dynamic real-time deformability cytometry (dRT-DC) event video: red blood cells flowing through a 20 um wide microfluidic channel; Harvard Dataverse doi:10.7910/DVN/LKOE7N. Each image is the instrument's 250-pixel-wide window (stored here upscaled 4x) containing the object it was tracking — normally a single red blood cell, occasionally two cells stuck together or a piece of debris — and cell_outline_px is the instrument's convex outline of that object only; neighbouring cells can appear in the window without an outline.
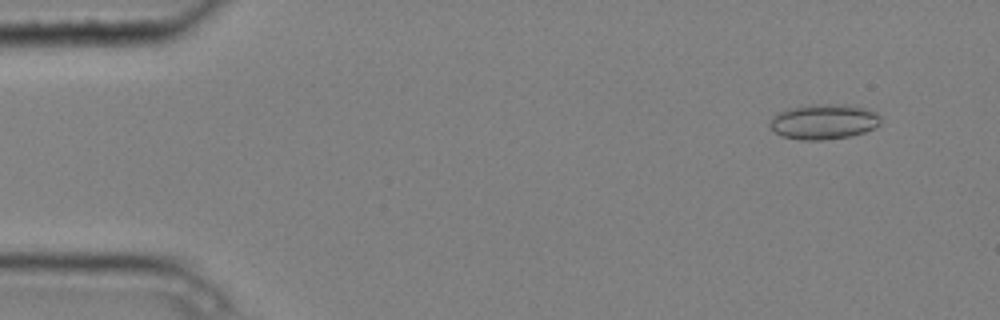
{"species": "common noctule bat (a hibernating species)", "species_latin": "Nyctalus noctula", "temperature_condition": "cold", "stored_images_in_passage": 6, "camera_frame_rate_fps": 3000, "um_per_image_px": 0.085, "animal": {"sex": "male", "body_mass_g": 20.4}, "frame": {"image": 1, "passage_image": 2, "time_ms": 0.333, "image_size_px": [1000, 320], "cell_outline_px": [[880, 124], [876, 128], [852, 136], [820, 140], [800, 140], [780, 136], [768, 124], [768, 120], [772, 116], [788, 108], [816, 104], [844, 104], [864, 108], [876, 112], [880, 116]], "centroid_in_image_um": [70.01, 10.35], "position_along_channel_um": 15.0, "area_um2": 22.89}}
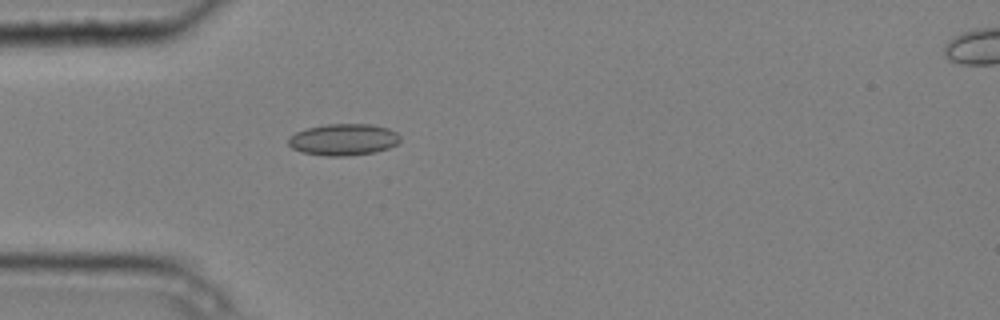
{"frame": {"image": 2, "passage_image": 5, "time_ms": 1.333, "image_size_px": [1000, 320], "cell_outline_px": [[400, 140], [396, 144], [388, 148], [376, 152], [344, 156], [328, 156], [300, 152], [292, 148], [288, 144], [288, 136], [296, 132], [308, 128], [328, 124], [372, 124], [388, 128], [396, 132], [400, 136]], "centroid_in_image_um": [29.18, 11.86], "position_along_channel_um": 55.8, "area_um2": 20.63}}